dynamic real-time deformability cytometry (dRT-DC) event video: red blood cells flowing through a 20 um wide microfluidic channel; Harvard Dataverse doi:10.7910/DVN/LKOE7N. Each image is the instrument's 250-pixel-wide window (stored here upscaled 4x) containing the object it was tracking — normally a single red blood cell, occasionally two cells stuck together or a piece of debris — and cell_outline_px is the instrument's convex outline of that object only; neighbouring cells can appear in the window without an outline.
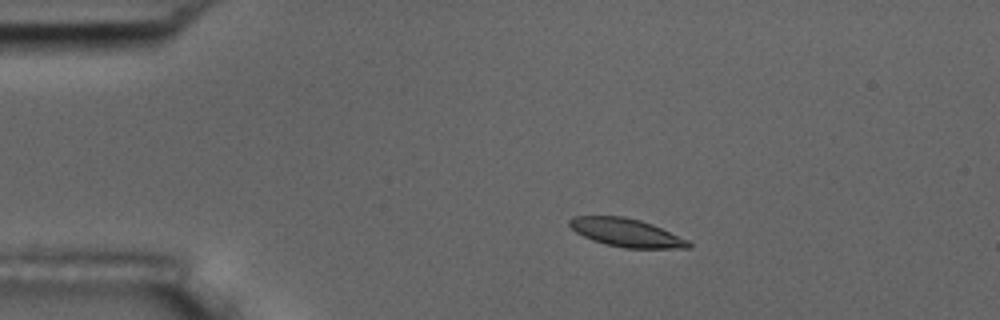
{"species": "common noctule bat (a hibernating species)", "species_latin": "Nyctalus noctula", "temperature_condition": "room temperature", "stored_images_in_passage": 7, "camera_frame_rate_fps": 3000, "um_per_image_px": 0.085, "animal": {"sex": "male", "body_mass_g": 17.5, "forearm_length_mm": 52.3}, "frame": {"image": 1, "passage_image": 3, "time_ms": 3.0, "image_size_px": [1000, 320], "cell_outline_px": [[692, 248], [624, 248], [592, 240], [576, 232], [568, 224], [568, 220], [572, 216], [624, 216], [640, 220], [652, 224], [688, 240], [692, 244]], "centroid_in_image_um": [53.23, 19.77], "position_along_channel_um": 31.8, "area_um2": 19.48}}
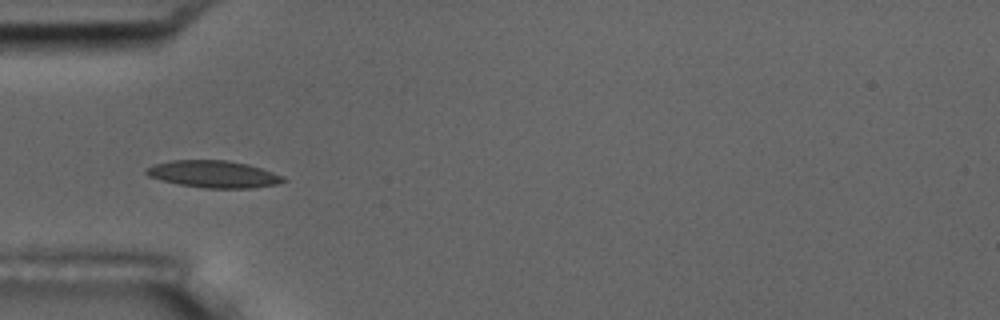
{"frame": {"image": 2, "passage_image": 5, "time_ms": 5.333, "image_size_px": [1000, 320], "cell_outline_px": [[288, 180], [276, 184], [252, 188], [204, 188], [180, 184], [160, 180], [148, 176], [144, 172], [144, 168], [152, 164], [172, 160], [228, 160], [248, 164], [284, 176]], "centroid_in_image_um": [18.12, 14.79], "position_along_channel_um": 66.9, "area_um2": 21.73}}